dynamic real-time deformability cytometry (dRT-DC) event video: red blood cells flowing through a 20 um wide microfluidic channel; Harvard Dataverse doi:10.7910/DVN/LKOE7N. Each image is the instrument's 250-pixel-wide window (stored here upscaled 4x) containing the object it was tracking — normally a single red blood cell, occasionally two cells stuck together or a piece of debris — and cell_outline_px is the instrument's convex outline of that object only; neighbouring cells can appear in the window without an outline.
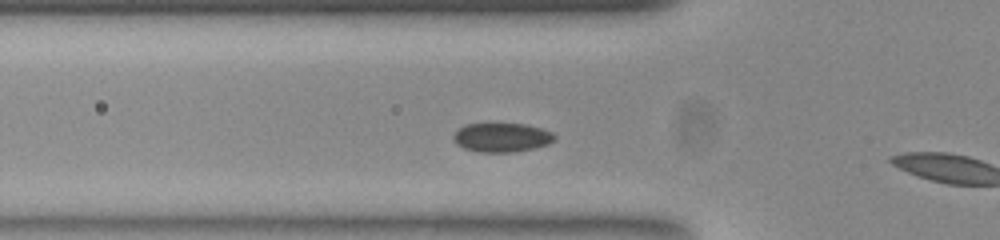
{"species": "common noctule bat (a hibernating species)", "species_latin": "Nyctalus noctula", "temperature_condition": "room temperature", "stored_images_in_passage": 11, "camera_frame_rate_fps": 3000, "um_per_image_px": 0.085, "animal": {"sex": "female", "body_mass_g": 23.0, "forearm_length_mm": 53.4}, "frame": {"image": 1, "passage_image": 10, "time_ms": 3.0, "image_size_px": [1000, 240], "cell_outline_px": [[556, 140], [548, 144], [532, 148], [512, 152], [480, 152], [464, 148], [456, 144], [452, 136], [464, 124], [524, 124], [540, 128], [552, 132], [556, 136]], "centroid_in_image_um": [42.65, 11.68], "position_along_channel_um": 83.1, "area_um2": 16.99}}